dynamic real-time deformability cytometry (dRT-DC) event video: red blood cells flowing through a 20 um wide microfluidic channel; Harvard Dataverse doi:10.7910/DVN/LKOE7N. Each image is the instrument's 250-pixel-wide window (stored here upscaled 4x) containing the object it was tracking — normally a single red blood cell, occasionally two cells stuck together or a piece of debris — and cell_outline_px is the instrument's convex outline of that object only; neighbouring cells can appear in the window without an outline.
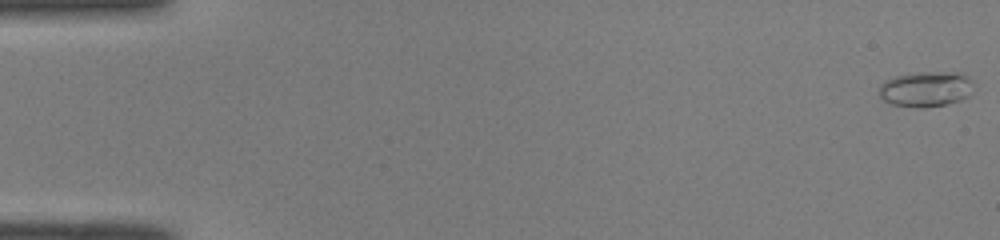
{"species": "common noctule bat (a hibernating species)", "species_latin": "Nyctalus noctula", "temperature_condition": "room temperature", "stored_images_in_passage": 51, "camera_frame_rate_fps": 3000, "um_per_image_px": 0.085, "animal": {"sex": "male", "body_mass_g": 19.0, "forearm_length_mm": 50.8}, "frame": {"image": 1, "passage_image": 1, "time_ms": 0.0, "image_size_px": [1000, 240], "cell_outline_px": [[972, 80], [968, 96], [960, 100], [944, 104], [924, 108], [916, 108], [892, 104], [884, 100], [880, 96], [880, 84], [884, 80], [896, 76], [920, 72], [956, 72], [968, 76]], "centroid_in_image_um": [78.67, 7.57], "position_along_channel_um": 6.3, "area_um2": 19.31}}
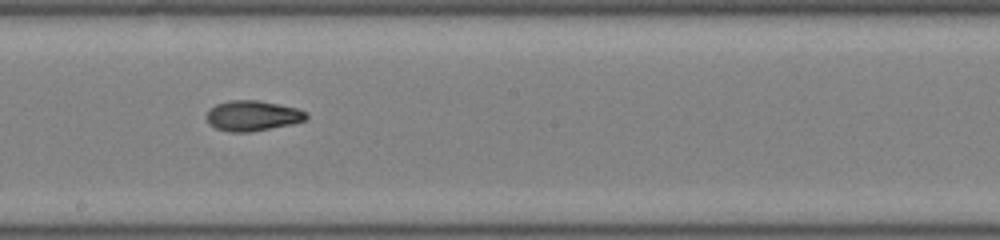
{"frame": {"image": 2, "passage_image": 29, "time_ms": 9.333, "image_size_px": [1000, 240], "cell_outline_px": [[308, 116], [304, 120], [292, 124], [248, 132], [232, 132], [216, 128], [208, 124], [204, 116], [208, 108], [216, 104], [228, 100], [260, 100], [296, 108], [308, 112]], "centroid_in_image_um": [21.41, 9.82], "position_along_channel_um": 226.8, "area_um2": 17.8}}
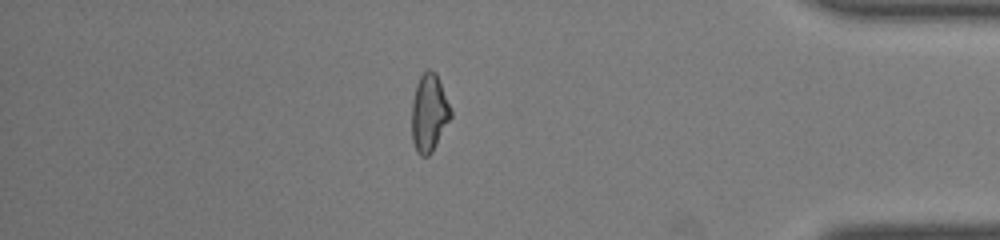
{"frame": {"image": 3, "passage_image": 44, "time_ms": 14.333, "image_size_px": [1000, 240], "cell_outline_px": [[452, 116], [432, 152], [428, 156], [420, 156], [416, 152], [412, 140], [412, 104], [416, 84], [420, 76], [428, 68], [432, 68], [436, 72], [452, 112]], "centroid_in_image_um": [36.47, 9.6], "position_along_channel_um": 398.7, "area_um2": 17.69}, "authors_computed_cell_mechanics": {"area_um2": 17.4556, "velocity_mm_per_s": 4.0908, "shape_relaxation_time_tau1_ms": null, "shape_relaxation_time_tau2_ms": 3.0205, "deformation_change_tau1": null, "deformation_change_tau2": 0.0834}}